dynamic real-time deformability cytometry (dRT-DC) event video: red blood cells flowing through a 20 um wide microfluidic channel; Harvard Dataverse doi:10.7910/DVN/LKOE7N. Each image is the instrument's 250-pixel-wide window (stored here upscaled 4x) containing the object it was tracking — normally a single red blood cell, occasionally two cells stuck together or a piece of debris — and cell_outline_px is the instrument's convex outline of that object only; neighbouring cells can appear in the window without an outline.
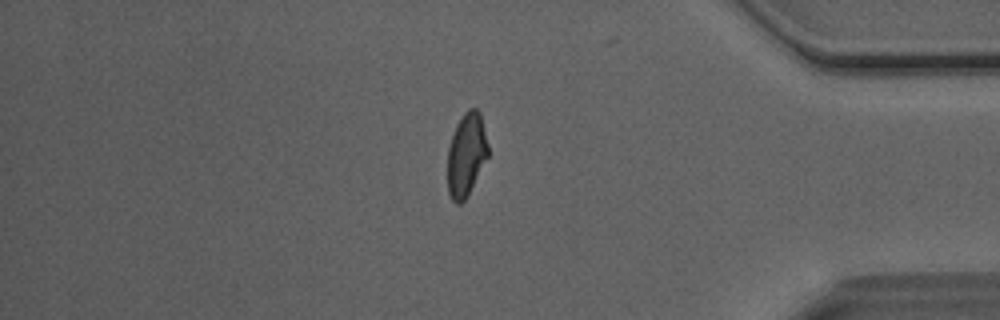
{"species": "Egyptian fruit bat (a non-hibernating species)", "species_latin": "Rousettus aegyptiacus", "temperature_condition": "room temperature", "stored_images_in_passage": 33, "camera_frame_rate_fps": 3000, "um_per_image_px": 0.085, "animal": {"sex": "male"}, "frame": {"image": 1, "passage_image": 28, "time_ms": 9.0, "image_size_px": [1000, 320], "cell_outline_px": [[488, 156], [464, 200], [460, 204], [456, 204], [452, 200], [448, 192], [448, 148], [456, 124], [464, 112], [468, 108], [476, 108], [480, 112], [488, 144]], "centroid_in_image_um": [39.63, 13.11], "position_along_channel_um": 395.6, "area_um2": 19.42}, "authors_computed_cell_mechanics": {"area_um2": 20.4612, "velocity_mm_per_s": 4.0584, "shape_relaxation_time_tau1_ms": 3.9578, "shape_relaxation_time_tau2_ms": 1.1608, "deformation_change_tau1": 0.127, "deformation_change_tau2": 0.0613}}